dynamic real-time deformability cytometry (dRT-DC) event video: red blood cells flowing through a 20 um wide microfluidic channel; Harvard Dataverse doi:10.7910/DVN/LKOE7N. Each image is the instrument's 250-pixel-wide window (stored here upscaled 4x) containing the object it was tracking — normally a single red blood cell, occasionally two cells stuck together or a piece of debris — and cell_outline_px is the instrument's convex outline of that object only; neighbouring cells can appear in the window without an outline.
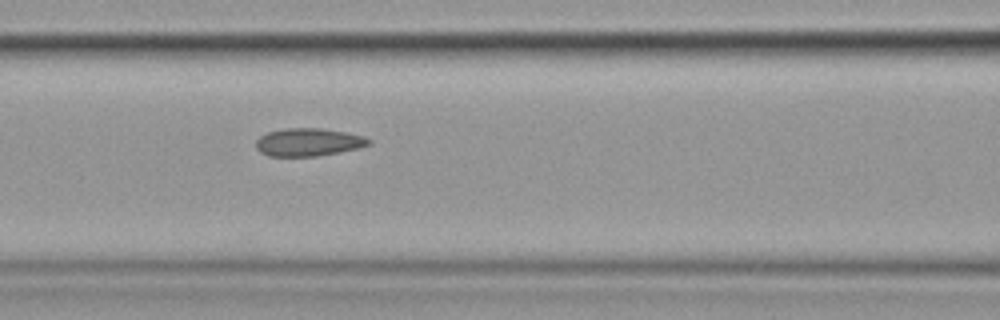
{"species": "common noctule bat (a hibernating species)", "species_latin": "Nyctalus noctula", "temperature_condition": "cold", "stored_images_in_passage": 3, "camera_frame_rate_fps": 3000, "um_per_image_px": 0.085, "animal": {"sex": "female", "body_mass_g": 19.9}, "frame": {"image": 1, "passage_image": 3, "time_ms": 3.333, "image_size_px": [1000, 320], "cell_outline_px": [[372, 144], [360, 148], [340, 152], [316, 156], [268, 156], [260, 152], [256, 148], [256, 140], [260, 136], [268, 132], [284, 128], [320, 128], [344, 132], [364, 136], [372, 140]], "centroid_in_image_um": [26.23, 12.09], "position_along_channel_um": 140.4, "area_um2": 18.44}}